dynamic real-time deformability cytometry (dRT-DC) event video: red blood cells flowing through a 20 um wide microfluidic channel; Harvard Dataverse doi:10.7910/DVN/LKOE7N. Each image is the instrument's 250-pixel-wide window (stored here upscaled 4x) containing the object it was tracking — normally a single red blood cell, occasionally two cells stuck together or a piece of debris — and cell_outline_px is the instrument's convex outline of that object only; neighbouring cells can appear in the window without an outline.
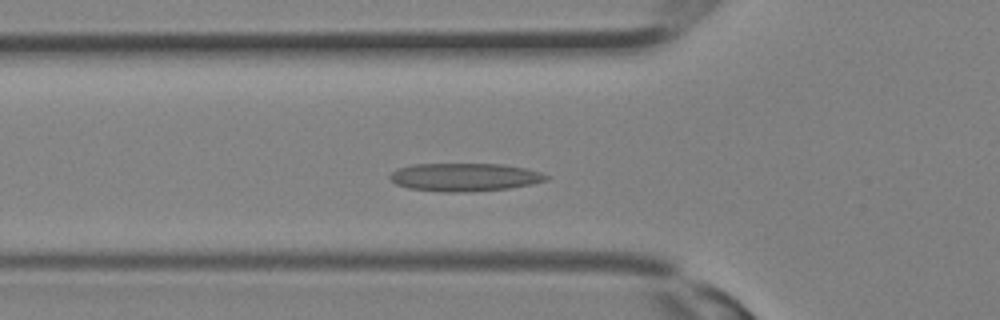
{"species": "Egyptian fruit bat (a non-hibernating species)", "species_latin": "Rousettus aegyptiacus", "temperature_condition": "room temperature", "stored_images_in_passage": 27, "camera_frame_rate_fps": 3000, "um_per_image_px": 0.085, "animal": {"sex": "female"}, "frame": {"image": 1, "passage_image": 7, "time_ms": 2.0, "image_size_px": [1000, 320], "cell_outline_px": [[548, 180], [532, 184], [508, 188], [456, 192], [444, 192], [408, 188], [396, 184], [388, 176], [392, 172], [400, 168], [412, 164], [504, 164], [524, 168], [540, 172], [548, 176]], "centroid_in_image_um": [39.48, 15.05], "position_along_channel_um": 86.3, "area_um2": 25.32}}
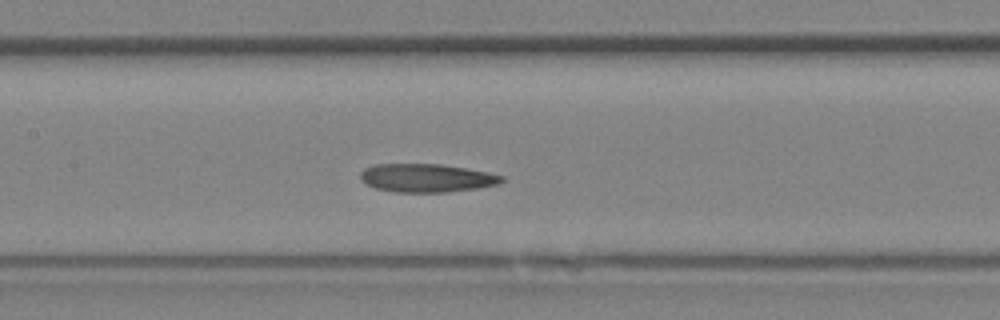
{"frame": {"image": 2, "passage_image": 11, "time_ms": 3.333, "image_size_px": [1000, 320], "cell_outline_px": [[504, 180], [496, 184], [476, 188], [448, 192], [396, 192], [376, 188], [368, 184], [360, 176], [360, 172], [364, 168], [376, 164], [440, 164], [488, 172], [504, 176]], "centroid_in_image_um": [36.26, 15.12], "position_along_channel_um": 171.1, "area_um2": 23.06}}
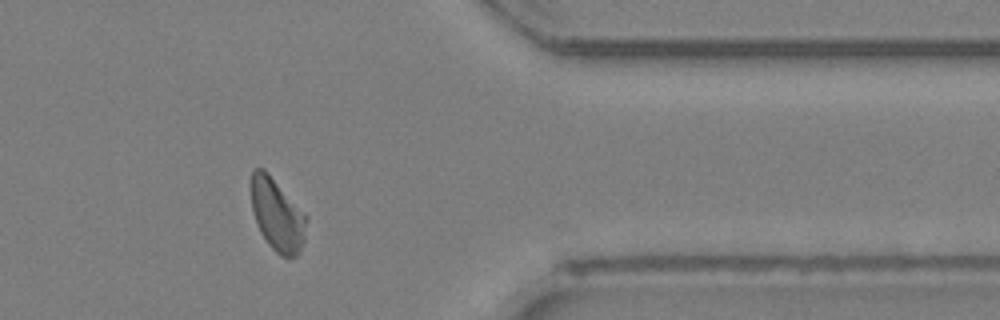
{"frame": {"image": 3, "passage_image": 22, "time_ms": 7.0, "image_size_px": [1000, 320], "cell_outline_px": [[308, 220], [304, 240], [300, 252], [296, 256], [288, 260], [280, 256], [268, 244], [260, 232], [252, 208], [252, 168], [264, 168], [308, 216]], "centroid_in_image_um": [23.6, 18.3], "position_along_channel_um": 387.8, "area_um2": 23.47}}